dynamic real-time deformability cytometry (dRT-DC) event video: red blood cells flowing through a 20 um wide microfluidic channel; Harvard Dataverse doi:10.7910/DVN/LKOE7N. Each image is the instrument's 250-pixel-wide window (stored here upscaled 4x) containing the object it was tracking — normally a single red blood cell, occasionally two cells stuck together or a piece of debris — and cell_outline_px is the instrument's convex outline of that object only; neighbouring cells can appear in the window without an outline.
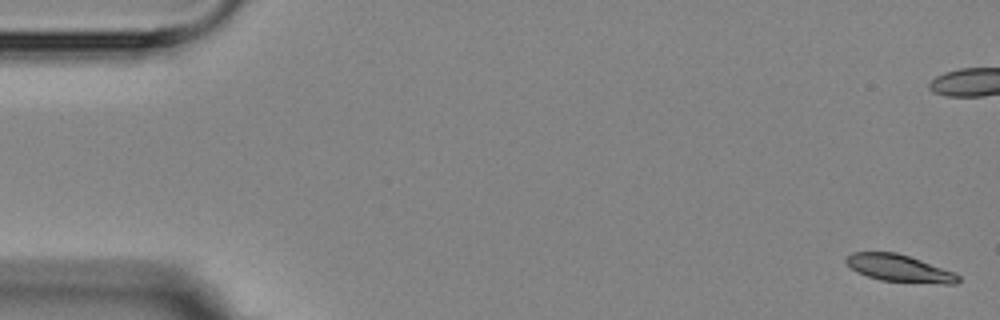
{"species": "Egyptian fruit bat (a non-hibernating species)", "species_latin": "Rousettus aegyptiacus", "temperature_condition": "room temperature", "stored_images_in_passage": 11, "segment_of_instrument_passage": [1, 2], "camera_frame_rate_fps": 3000, "um_per_image_px": 0.085, "animal": {"sex": "female"}, "frame": {"image": 1, "passage_image": 1, "time_ms": 0.0, "image_size_px": [1000, 320], "cell_outline_px": [[960, 280], [956, 284], [940, 284], [880, 280], [856, 272], [844, 260], [852, 252], [896, 252], [956, 272], [960, 276]], "centroid_in_image_um": [76.48, 22.81], "position_along_channel_um": 8.5, "area_um2": 17.74}}
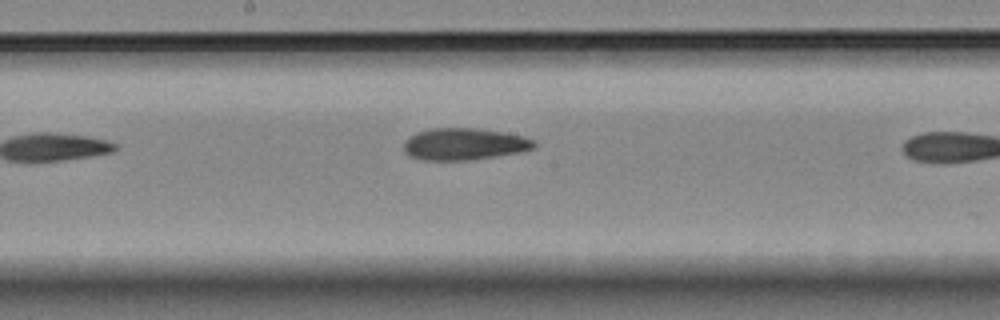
{"frame": {"image": 2, "passage_image": 10, "time_ms": 11.333, "image_size_px": [1000, 320], "cell_outline_px": [[536, 144], [532, 148], [520, 152], [496, 156], [468, 160], [420, 160], [404, 152], [404, 140], [408, 136], [416, 132], [432, 128], [476, 128], [504, 132], [524, 136], [532, 140]], "centroid_in_image_um": [39.41, 12.24], "position_along_channel_um": 208.8, "area_um2": 24.22}}